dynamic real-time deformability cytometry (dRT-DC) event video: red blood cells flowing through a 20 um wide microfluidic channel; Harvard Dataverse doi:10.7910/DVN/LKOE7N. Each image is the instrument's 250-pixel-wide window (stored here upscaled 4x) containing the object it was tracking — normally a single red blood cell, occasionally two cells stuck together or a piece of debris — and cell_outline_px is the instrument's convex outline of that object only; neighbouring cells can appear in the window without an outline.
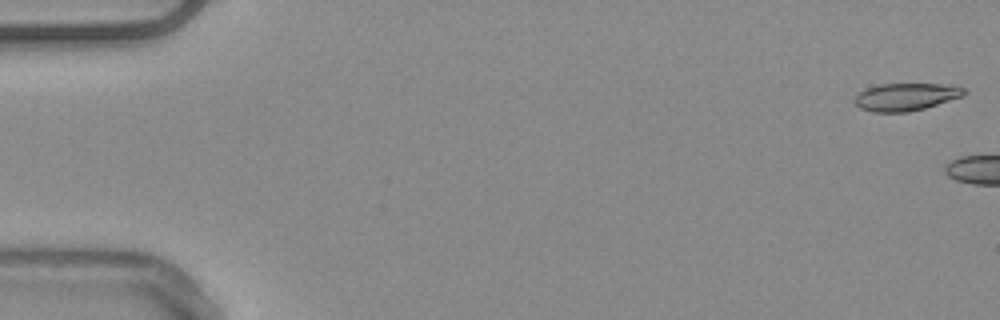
{"species": "common noctule bat (a hibernating species)", "species_latin": "Nyctalus noctula", "temperature_condition": "warm", "stored_images_in_passage": 4, "camera_frame_rate_fps": 3000, "um_per_image_px": 0.085, "animal": {"sex": "male", "body_mass_g": 20.4}, "frame": {"image": 1, "passage_image": 1, "time_ms": 0.0, "image_size_px": [1000, 320], "cell_outline_px": [[968, 92], [964, 96], [924, 108], [908, 112], [872, 112], [860, 108], [852, 100], [860, 92], [868, 88], [880, 84], [940, 84], [964, 88]], "centroid_in_image_um": [76.99, 8.24], "position_along_channel_um": 8.0, "area_um2": 17.46}}